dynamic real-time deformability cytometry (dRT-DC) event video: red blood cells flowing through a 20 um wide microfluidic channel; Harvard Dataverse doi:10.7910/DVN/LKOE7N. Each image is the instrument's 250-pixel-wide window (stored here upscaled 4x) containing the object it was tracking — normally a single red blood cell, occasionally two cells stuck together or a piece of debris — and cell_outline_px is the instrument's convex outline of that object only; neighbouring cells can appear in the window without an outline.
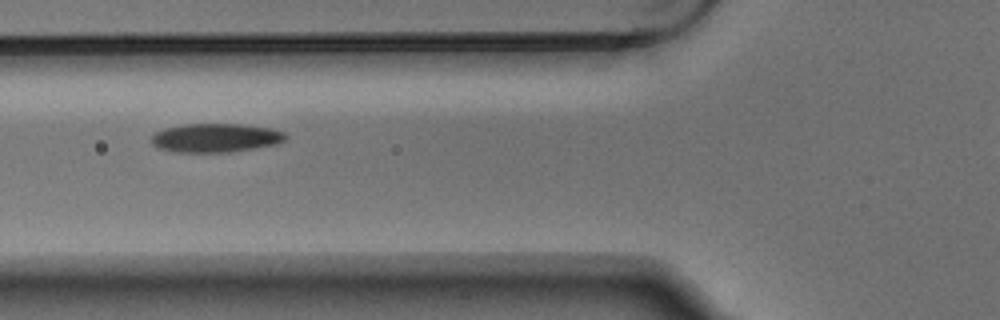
{"species": "Egyptian fruit bat (a non-hibernating species)", "species_latin": "Rousettus aegyptiacus", "temperature_condition": "warm", "stored_images_in_passage": 5, "camera_frame_rate_fps": 3000, "um_per_image_px": 0.085, "animal": {"sex": "male"}, "frame": {"image": 1, "passage_image": 3, "time_ms": 0.667, "image_size_px": [1000, 320], "cell_outline_px": [[288, 136], [284, 140], [276, 144], [256, 148], [228, 152], [172, 152], [156, 148], [152, 144], [152, 136], [156, 132], [164, 128], [184, 124], [240, 124], [272, 128], [284, 132]], "centroid_in_image_um": [18.32, 11.72], "position_along_channel_um": 107.5, "area_um2": 22.66}}
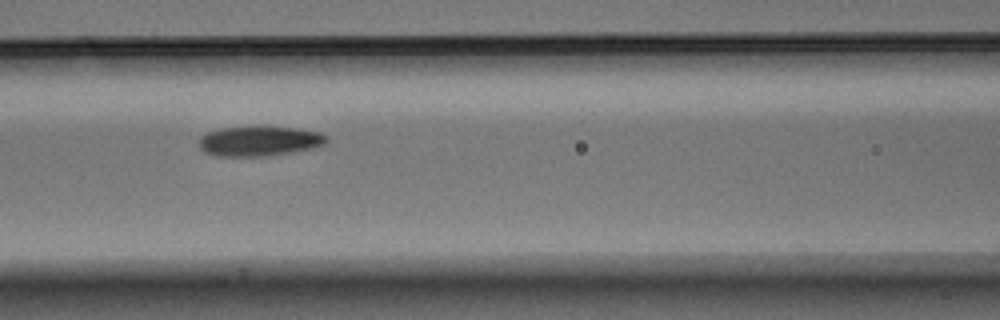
{"frame": {"image": 2, "passage_image": 4, "time_ms": 1.0, "image_size_px": [1000, 320], "cell_outline_px": [[328, 140], [324, 144], [312, 148], [292, 152], [264, 156], [216, 156], [204, 152], [200, 148], [200, 136], [208, 132], [220, 128], [256, 124], [260, 124], [292, 128], [320, 132], [328, 136]], "centroid_in_image_um": [22.03, 11.95], "position_along_channel_um": 144.6, "area_um2": 22.83}}
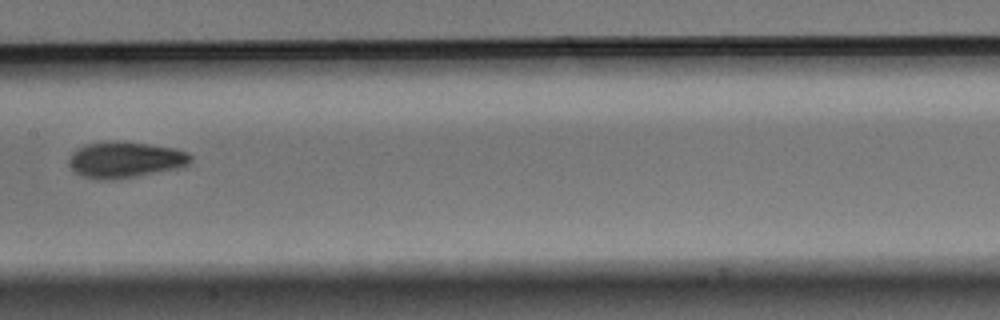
{"frame": {"image": 3, "passage_image": 5, "time_ms": 1.333, "image_size_px": [1000, 320], "cell_outline_px": [[192, 160], [188, 164], [176, 168], [112, 180], [96, 180], [80, 176], [68, 164], [68, 160], [72, 152], [76, 148], [84, 144], [116, 140], [148, 144], [176, 148], [188, 152], [192, 156]], "centroid_in_image_um": [10.59, 13.56], "position_along_channel_um": 196.8, "area_um2": 25.72}}